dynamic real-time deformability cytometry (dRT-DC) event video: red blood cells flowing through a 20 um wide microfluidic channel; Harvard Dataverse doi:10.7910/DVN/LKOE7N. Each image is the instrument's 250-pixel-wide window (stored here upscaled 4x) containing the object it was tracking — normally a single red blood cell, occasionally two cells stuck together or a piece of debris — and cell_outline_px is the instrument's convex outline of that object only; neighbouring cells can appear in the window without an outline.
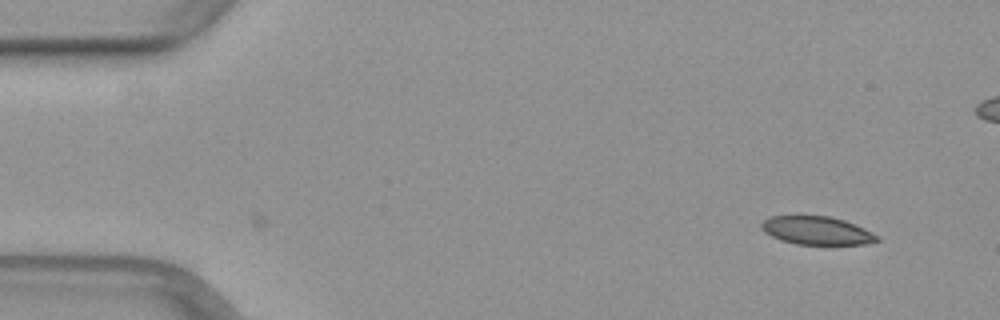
{"species": "common noctule bat (a hibernating species)", "species_latin": "Nyctalus noctula", "temperature_condition": "warm", "stored_images_in_passage": 41, "camera_frame_rate_fps": 3000, "um_per_image_px": 0.085, "animal": {"sex": "female", "body_mass_g": 29.2, "forearm_length_mm": 56.3}, "frame": {"image": 1, "passage_image": 1, "time_ms": 0.0, "image_size_px": [1000, 320], "cell_outline_px": [[880, 240], [864, 244], [796, 244], [780, 240], [764, 232], [760, 228], [760, 224], [768, 216], [828, 216], [844, 220], [864, 228], [880, 236]], "centroid_in_image_um": [69.41, 19.59], "position_along_channel_um": 15.6, "area_um2": 19.02}}
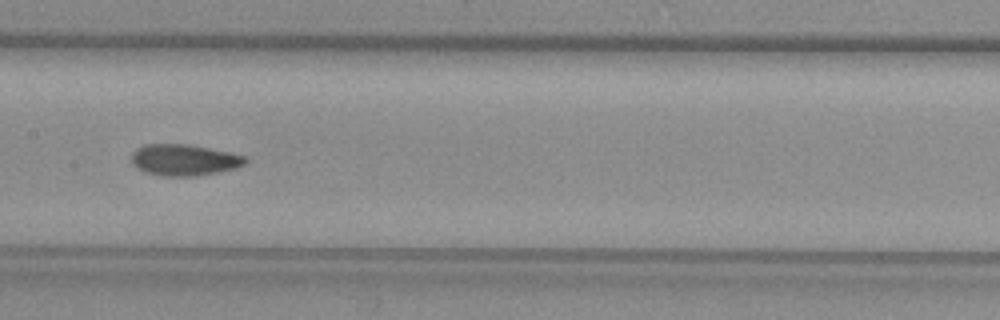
{"frame": {"image": 2, "passage_image": 22, "time_ms": 7.0, "image_size_px": [1000, 320], "cell_outline_px": [[248, 160], [244, 164], [236, 168], [196, 176], [160, 176], [144, 172], [136, 168], [132, 164], [132, 152], [136, 148], [144, 144], [188, 144], [248, 156]], "centroid_in_image_um": [15.62, 13.59], "position_along_channel_um": 191.8, "area_um2": 20.92}}
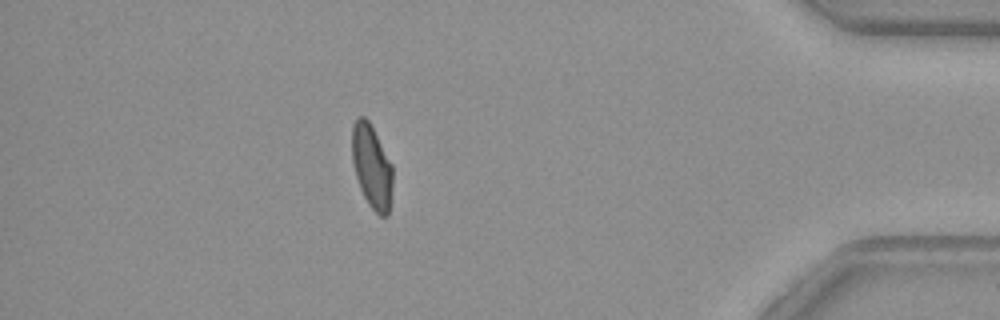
{"frame": {"image": 3, "passage_image": 41, "time_ms": 13.333, "image_size_px": [1000, 320], "cell_outline_px": [[392, 188], [388, 216], [380, 216], [368, 204], [360, 188], [356, 176], [352, 160], [352, 124], [356, 116], [364, 116], [368, 120], [392, 164]], "centroid_in_image_um": [31.59, 14.14], "position_along_channel_um": 403.6, "area_um2": 19.77}}